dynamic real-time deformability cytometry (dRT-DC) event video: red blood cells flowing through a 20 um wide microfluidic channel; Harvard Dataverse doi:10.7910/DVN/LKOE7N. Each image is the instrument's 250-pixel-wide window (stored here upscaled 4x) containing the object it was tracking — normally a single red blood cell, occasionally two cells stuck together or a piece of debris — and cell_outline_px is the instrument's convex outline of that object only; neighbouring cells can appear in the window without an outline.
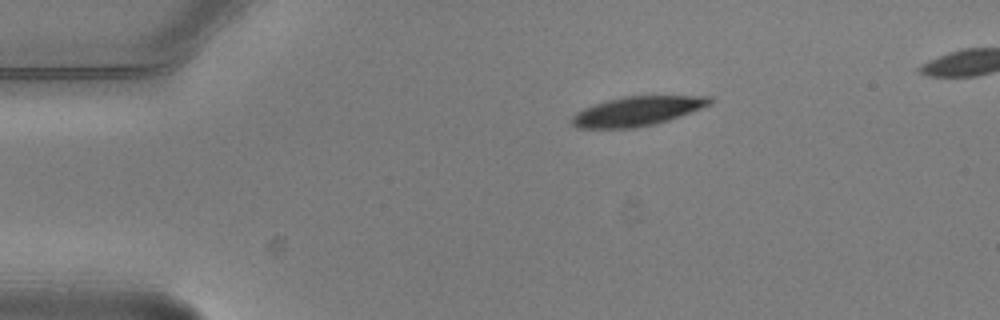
{"species": "common noctule bat (a hibernating species)", "species_latin": "Nyctalus noctula", "temperature_condition": "warm", "stored_images_in_passage": 3, "segment_of_instrument_passage": [1, 2], "camera_frame_rate_fps": 3000, "um_per_image_px": 0.085, "animal": {"sex": "male", "body_mass_g": 20.5, "forearm_length_mm": 52.5}, "frame": {"image": 1, "passage_image": 1, "time_ms": 0.0, "image_size_px": [1000, 320], "cell_outline_px": [[716, 100], [712, 104], [680, 116], [668, 120], [652, 124], [632, 128], [580, 128], [572, 124], [572, 116], [576, 112], [584, 108], [608, 100], [624, 96], [712, 96]], "centroid_in_image_um": [54.21, 9.44], "position_along_channel_um": 30.8, "area_um2": 23.41}}